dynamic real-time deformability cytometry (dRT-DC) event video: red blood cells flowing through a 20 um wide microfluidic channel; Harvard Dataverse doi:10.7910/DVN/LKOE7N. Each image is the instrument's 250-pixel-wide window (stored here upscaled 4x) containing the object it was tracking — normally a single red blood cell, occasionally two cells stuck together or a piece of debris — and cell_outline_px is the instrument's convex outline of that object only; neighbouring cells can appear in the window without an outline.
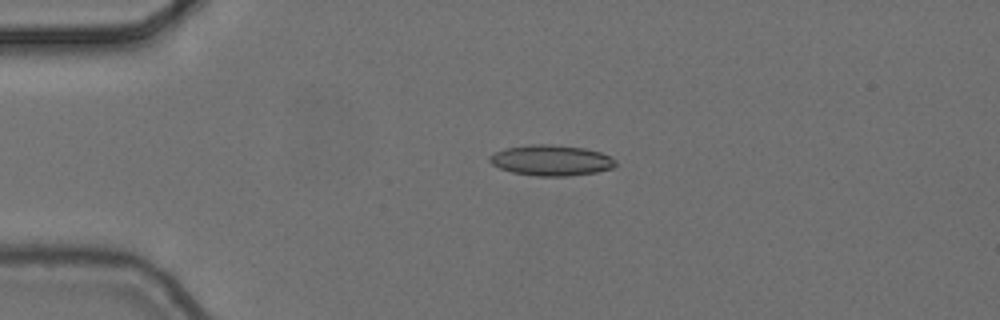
{"species": "common noctule bat (a hibernating species)", "species_latin": "Nyctalus noctula", "temperature_condition": "cold", "stored_images_in_passage": 5, "camera_frame_rate_fps": 3000, "um_per_image_px": 0.085, "animal": {"sex": "female", "body_mass_g": 24.6, "forearm_length_mm": 56.2}, "frame": {"image": 1, "passage_image": 4, "time_ms": 1.0, "image_size_px": [1000, 320], "cell_outline_px": [[616, 164], [612, 168], [596, 172], [568, 176], [536, 176], [512, 172], [500, 168], [492, 164], [488, 160], [488, 156], [504, 148], [532, 144], [552, 144], [584, 148], [600, 152], [612, 156], [616, 160]], "centroid_in_image_um": [46.85, 13.62], "position_along_channel_um": 38.1, "area_um2": 22.6}}